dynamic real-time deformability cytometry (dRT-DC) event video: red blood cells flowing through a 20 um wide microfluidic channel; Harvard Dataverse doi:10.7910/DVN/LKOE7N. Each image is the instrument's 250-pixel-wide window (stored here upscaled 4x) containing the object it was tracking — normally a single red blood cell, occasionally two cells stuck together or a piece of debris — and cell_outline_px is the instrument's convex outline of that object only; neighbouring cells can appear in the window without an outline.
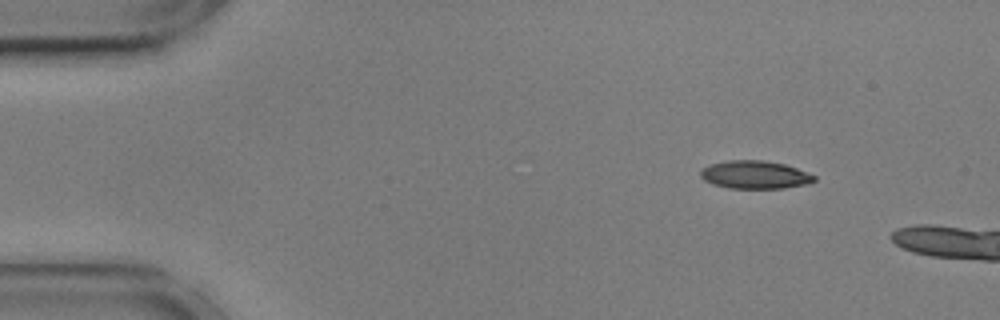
{"species": "common noctule bat (a hibernating species)", "species_latin": "Nyctalus noctula", "temperature_condition": "cold", "stored_images_in_passage": 6, "camera_frame_rate_fps": 3000, "um_per_image_px": 0.085, "animal": {"sex": "male", "body_mass_g": 17.9, "forearm_length_mm": 54.2}, "frame": {"image": 1, "passage_image": 1, "time_ms": 0.0, "image_size_px": [1000, 320], "cell_outline_px": [[816, 180], [808, 184], [784, 188], [728, 188], [712, 184], [704, 180], [700, 176], [700, 172], [704, 168], [712, 164], [728, 160], [764, 160], [784, 164], [796, 168], [816, 176]], "centroid_in_image_um": [64.18, 14.86], "position_along_channel_um": 20.8, "area_um2": 18.5}}